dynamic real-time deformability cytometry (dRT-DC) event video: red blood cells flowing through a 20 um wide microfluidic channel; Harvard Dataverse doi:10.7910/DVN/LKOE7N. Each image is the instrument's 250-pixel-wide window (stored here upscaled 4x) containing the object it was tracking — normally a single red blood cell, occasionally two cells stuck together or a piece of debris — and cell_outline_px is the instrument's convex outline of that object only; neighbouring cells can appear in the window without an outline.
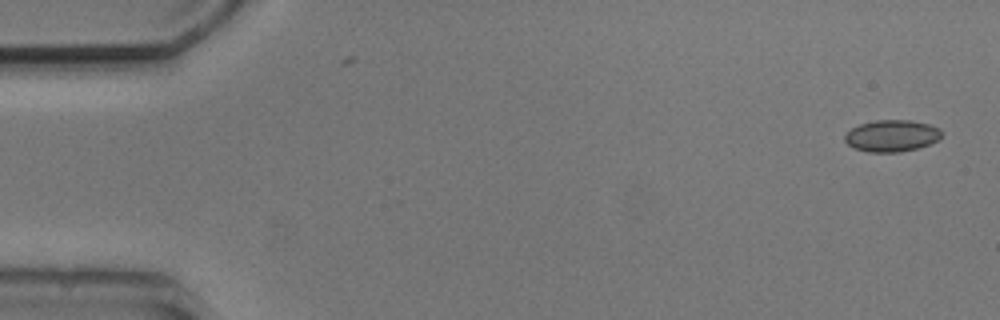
{"species": "common noctule bat (a hibernating species)", "species_latin": "Nyctalus noctula", "temperature_condition": "cold", "stored_images_in_passage": 5, "camera_frame_rate_fps": 3000, "um_per_image_px": 0.085, "animal": {"sex": "male", "body_mass_g": 20.5, "forearm_length_mm": 52.5}, "frame": {"image": 1, "passage_image": 1, "time_ms": 0.0, "image_size_px": [1000, 320], "cell_outline_px": [[940, 136], [936, 140], [928, 144], [916, 148], [900, 152], [868, 152], [856, 148], [848, 144], [844, 140], [844, 136], [852, 128], [860, 124], [876, 120], [912, 120], [928, 124], [940, 128]], "centroid_in_image_um": [75.78, 11.53], "position_along_channel_um": 9.2, "area_um2": 17.63}}
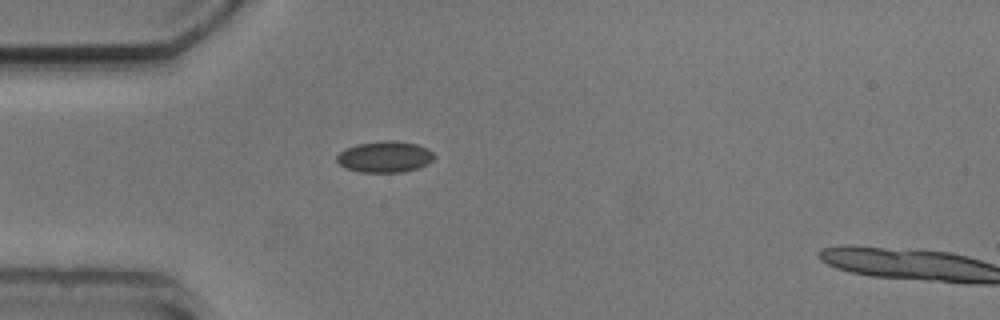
{"frame": {"image": 2, "passage_image": 5, "time_ms": 4.333, "image_size_px": [1000, 320], "cell_outline_px": [[436, 156], [428, 164], [404, 172], [360, 172], [344, 168], [336, 160], [336, 156], [344, 148], [356, 144], [380, 140], [396, 140], [416, 144], [428, 148]], "centroid_in_image_um": [32.69, 13.31], "position_along_channel_um": 52.3, "area_um2": 17.98}}